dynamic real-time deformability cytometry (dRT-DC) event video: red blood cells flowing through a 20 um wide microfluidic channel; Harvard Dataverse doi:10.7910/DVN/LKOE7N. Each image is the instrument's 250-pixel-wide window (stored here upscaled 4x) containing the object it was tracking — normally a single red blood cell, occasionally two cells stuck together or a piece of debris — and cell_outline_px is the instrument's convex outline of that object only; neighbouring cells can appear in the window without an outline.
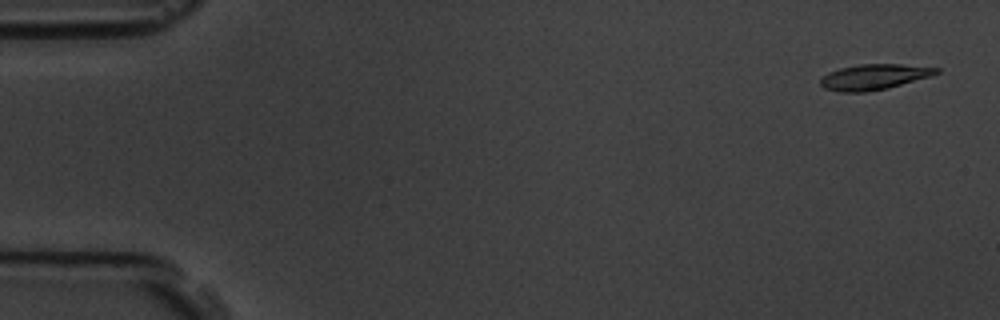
{"species": "common noctule bat (a hibernating species)", "species_latin": "Nyctalus noctula", "temperature_condition": "room temperature", "stored_images_in_passage": 5, "segment_of_instrument_passage": [1, 2], "camera_frame_rate_fps": 3000, "um_per_image_px": 0.085, "animal": {"sex": "male", "body_mass_g": 19.5, "forearm_length_mm": 54.6}, "frame": {"image": 1, "passage_image": 1, "time_ms": 0.0, "image_size_px": [1000, 320], "cell_outline_px": [[940, 72], [928, 76], [888, 88], [868, 92], [840, 92], [824, 88], [820, 84], [820, 80], [828, 72], [840, 68], [860, 64], [900, 64], [940, 68]], "centroid_in_image_um": [74.25, 6.54], "position_along_channel_um": 10.7, "area_um2": 17.05}}
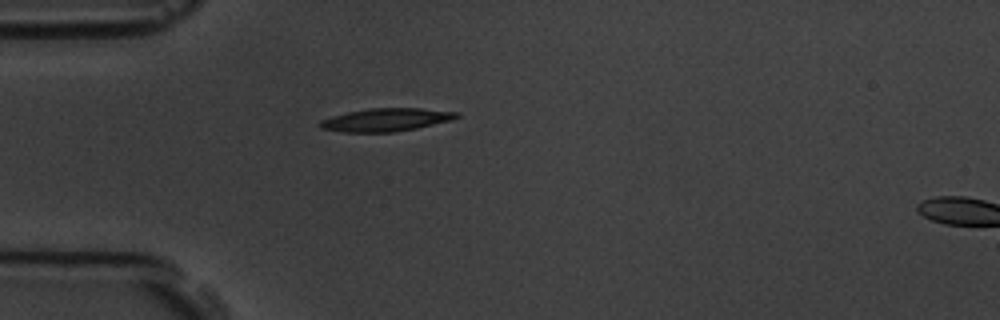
{"frame": {"image": 2, "passage_image": 4, "time_ms": 4.333, "image_size_px": [1000, 320], "cell_outline_px": [[460, 116], [452, 120], [416, 128], [392, 132], [344, 132], [320, 128], [320, 120], [332, 116], [348, 112], [368, 108], [420, 108], [460, 112]], "centroid_in_image_um": [32.84, 10.17], "position_along_channel_um": 52.2, "area_um2": 18.26}}